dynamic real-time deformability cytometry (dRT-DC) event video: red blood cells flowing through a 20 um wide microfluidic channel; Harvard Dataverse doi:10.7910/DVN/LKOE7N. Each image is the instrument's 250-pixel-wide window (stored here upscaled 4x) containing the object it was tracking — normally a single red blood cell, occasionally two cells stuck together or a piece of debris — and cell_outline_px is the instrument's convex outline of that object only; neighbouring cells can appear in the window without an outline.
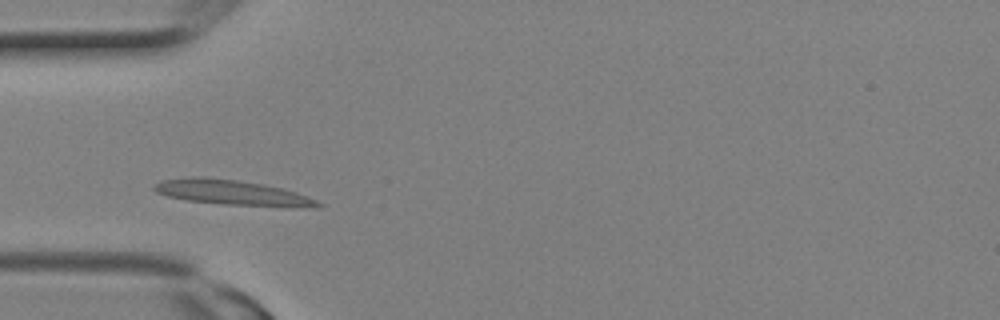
{"species": "Egyptian fruit bat (a non-hibernating species)", "species_latin": "Rousettus aegyptiacus", "temperature_condition": "room temperature", "stored_images_in_passage": 1, "camera_frame_rate_fps": 3000, "um_per_image_px": 0.085, "animal": {"sex": "female"}, "frame": {"image": 1, "passage_image": 1, "time_ms": 0.0, "image_size_px": [1000, 320], "cell_outline_px": [[324, 204], [316, 208], [224, 204], [188, 200], [168, 196], [156, 192], [152, 188], [152, 184], [160, 180], [188, 176], [208, 176], [264, 184], [284, 188], [296, 192], [316, 200]], "centroid_in_image_um": [19.71, 16.35], "position_along_channel_um": 65.3, "area_um2": 24.16}}